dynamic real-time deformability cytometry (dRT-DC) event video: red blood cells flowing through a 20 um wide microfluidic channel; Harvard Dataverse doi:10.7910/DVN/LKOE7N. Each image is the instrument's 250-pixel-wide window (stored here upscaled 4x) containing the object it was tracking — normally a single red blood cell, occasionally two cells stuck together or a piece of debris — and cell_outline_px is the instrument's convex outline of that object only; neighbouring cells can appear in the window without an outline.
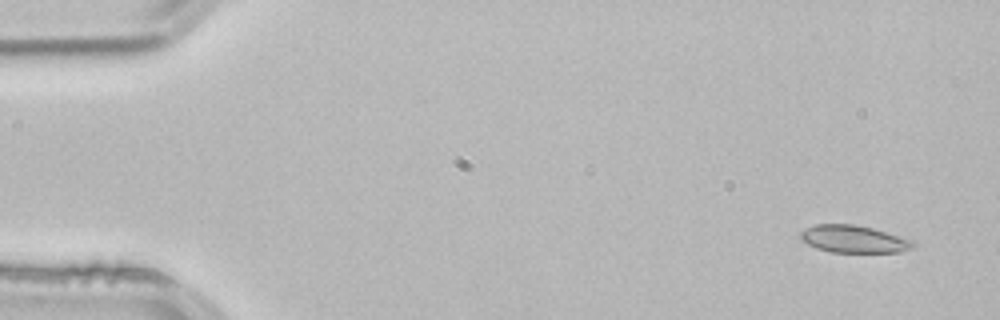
{"species": "common noctule bat (a hibernating species)", "species_latin": "Nyctalus noctula", "temperature_condition": "room temperature", "stored_images_in_passage": 4, "camera_frame_rate_fps": 3000, "um_per_image_px": 0.085, "animal": {"sex": "male", "body_mass_g": 21.5, "forearm_length_mm": 52.0}, "frame": {"image": 1, "passage_image": 1, "time_ms": 0.0, "image_size_px": [1000, 320], "cell_outline_px": [[916, 244], [912, 248], [900, 252], [832, 252], [816, 248], [800, 240], [800, 232], [804, 228], [816, 224], [856, 224], [872, 228], [912, 240]], "centroid_in_image_um": [72.53, 20.31], "position_along_channel_um": 12.5, "area_um2": 17.98}}
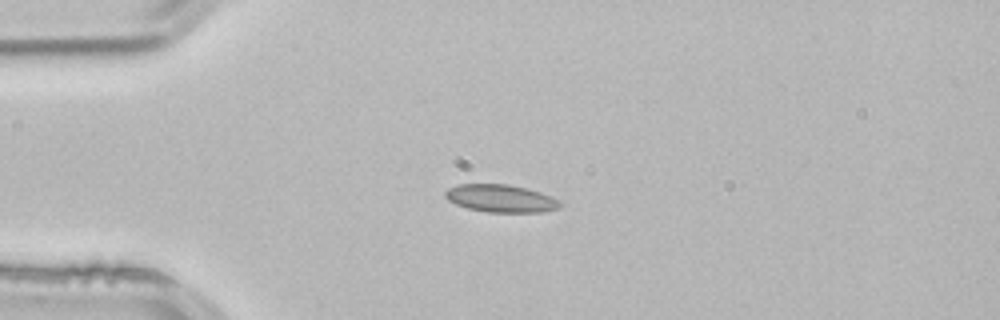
{"frame": {"image": 2, "passage_image": 3, "time_ms": 0.667, "image_size_px": [1000, 320], "cell_outline_px": [[560, 208], [540, 212], [488, 212], [468, 208], [456, 204], [448, 200], [444, 196], [444, 192], [448, 188], [456, 184], [508, 184], [540, 192], [552, 196], [560, 204]], "centroid_in_image_um": [42.52, 16.86], "position_along_channel_um": 42.5, "area_um2": 18.38}}